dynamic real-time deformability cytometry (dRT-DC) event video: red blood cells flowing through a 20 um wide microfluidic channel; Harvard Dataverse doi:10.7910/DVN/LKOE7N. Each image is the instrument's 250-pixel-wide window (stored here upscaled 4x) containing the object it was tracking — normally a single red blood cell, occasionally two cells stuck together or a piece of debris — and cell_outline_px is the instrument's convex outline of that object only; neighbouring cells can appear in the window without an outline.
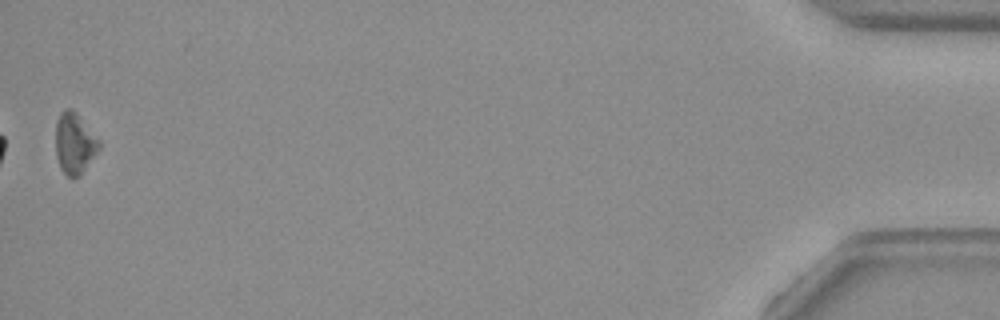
{"species": "common noctule bat (a hibernating species)", "species_latin": "Nyctalus noctula", "temperature_condition": "warm", "stored_images_in_passage": 40, "camera_frame_rate_fps": 3000, "um_per_image_px": 0.085, "animal": {"sex": "female", "body_mass_g": 19.3, "forearm_length_mm": 54.1}, "frame": {"image": 1, "passage_image": 40, "time_ms": 13.0, "image_size_px": [1000, 320], "cell_outline_px": [[100, 148], [80, 176], [72, 180], [60, 168], [56, 156], [56, 120], [60, 112], [64, 108], [72, 108], [76, 112], [100, 140]], "centroid_in_image_um": [6.33, 12.19], "position_along_channel_um": 428.9, "area_um2": 15.66}, "authors_computed_cell_mechanics": {"area_um2": 16.3574, "velocity_mm_per_s": 3.6416, "shape_relaxation_time_tau1_ms": 5.0127, "shape_relaxation_time_tau2_ms": null, "deformation_change_tau1": 0.1588, "deformation_change_tau2": null}}